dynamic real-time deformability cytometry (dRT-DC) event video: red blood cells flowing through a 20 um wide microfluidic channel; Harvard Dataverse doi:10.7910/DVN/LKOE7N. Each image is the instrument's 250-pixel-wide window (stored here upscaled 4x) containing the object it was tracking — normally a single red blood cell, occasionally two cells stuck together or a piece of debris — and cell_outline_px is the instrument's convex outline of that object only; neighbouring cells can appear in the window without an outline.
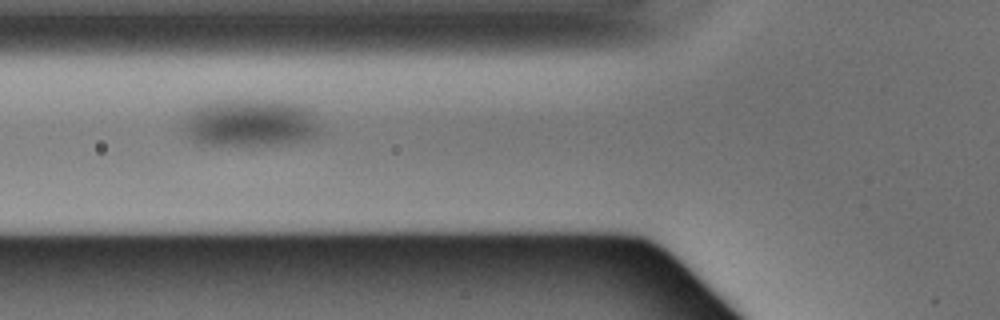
{"species": "Egyptian fruit bat (a non-hibernating species)", "species_latin": "Rousettus aegyptiacus", "temperature_condition": "warm", "stored_images_in_passage": 4, "camera_frame_rate_fps": 3000, "um_per_image_px": 0.085, "animal": {"sex": "male"}, "frame": {"image": 1, "passage_image": 2, "time_ms": 0.333, "image_size_px": [1000, 320], "cell_outline_px": [[316, 136], [304, 140], [288, 144], [252, 148], [208, 144], [196, 140], [188, 136], [188, 124], [196, 112], [208, 108], [224, 104], [280, 104], [292, 108], [300, 112], [316, 128]], "centroid_in_image_um": [21.27, 10.68], "position_along_channel_um": 104.5, "area_um2": 32.95}}